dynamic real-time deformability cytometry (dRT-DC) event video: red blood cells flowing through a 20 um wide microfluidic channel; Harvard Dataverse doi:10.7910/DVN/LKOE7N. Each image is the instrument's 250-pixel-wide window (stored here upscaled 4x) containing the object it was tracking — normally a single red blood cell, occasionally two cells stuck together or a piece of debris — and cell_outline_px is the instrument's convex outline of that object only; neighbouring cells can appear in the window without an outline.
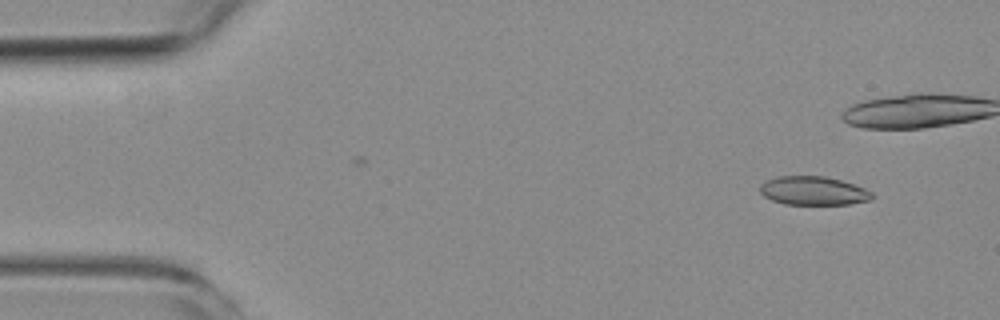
{"species": "common noctule bat (a hibernating species)", "species_latin": "Nyctalus noctula", "temperature_condition": "room temperature", "stored_images_in_passage": 9, "camera_frame_rate_fps": 3000, "um_per_image_px": 0.085, "animal": {"sex": "female", "body_mass_g": 19.3, "forearm_length_mm": 54.1}, "frame": {"image": 1, "passage_image": 1, "time_ms": 0.0, "image_size_px": [1000, 320], "cell_outline_px": [[872, 200], [848, 204], [784, 204], [772, 200], [764, 196], [760, 192], [760, 184], [764, 180], [776, 176], [824, 176], [840, 180], [864, 188], [872, 192]], "centroid_in_image_um": [69.09, 16.21], "position_along_channel_um": 15.9, "area_um2": 18.73}}